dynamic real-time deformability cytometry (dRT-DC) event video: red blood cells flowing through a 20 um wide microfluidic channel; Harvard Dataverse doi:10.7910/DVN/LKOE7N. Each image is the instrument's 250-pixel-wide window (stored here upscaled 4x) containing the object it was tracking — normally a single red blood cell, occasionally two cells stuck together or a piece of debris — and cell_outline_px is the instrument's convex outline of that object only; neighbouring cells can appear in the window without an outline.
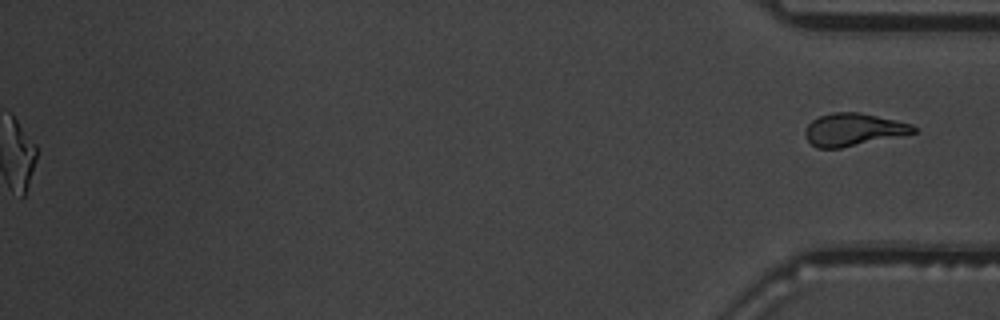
{"species": "common noctule bat (a hibernating species)", "species_latin": "Nyctalus noctula", "temperature_condition": "warm", "stored_images_in_passage": 53, "segment_of_instrument_passage": [2, 2], "camera_frame_rate_fps": 3000, "um_per_image_px": 0.085, "animal": {"sex": "male", "body_mass_g": 19.5, "forearm_length_mm": 54.6}, "frame": {"image": 1, "passage_image": 53, "time_ms": 17.333, "image_size_px": [1000, 320], "cell_outline_px": [[920, 128], [916, 132], [840, 148], [816, 148], [804, 136], [804, 132], [808, 124], [812, 120], [820, 116], [832, 112], [860, 112], [896, 120], [912, 124]], "centroid_in_image_um": [72.53, 11.0], "position_along_channel_um": 362.7, "area_um2": 20.46}}